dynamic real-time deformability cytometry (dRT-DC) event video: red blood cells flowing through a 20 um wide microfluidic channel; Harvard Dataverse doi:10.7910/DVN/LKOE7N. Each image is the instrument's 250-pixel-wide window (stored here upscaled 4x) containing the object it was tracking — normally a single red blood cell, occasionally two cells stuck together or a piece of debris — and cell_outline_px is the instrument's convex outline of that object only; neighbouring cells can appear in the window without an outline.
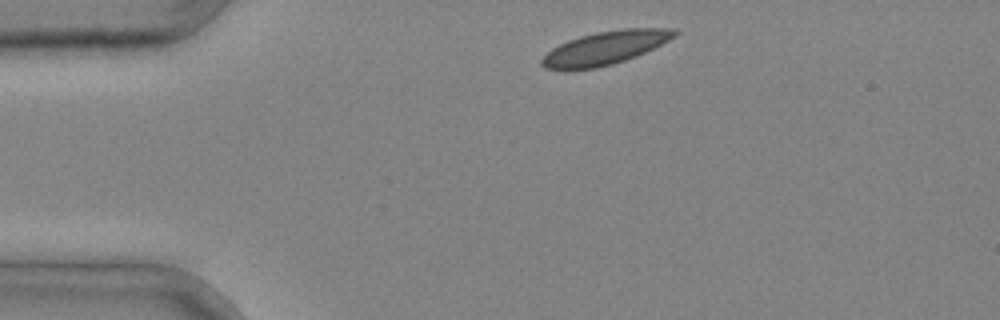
{"species": "common noctule bat (a hibernating species)", "species_latin": "Nyctalus noctula", "temperature_condition": "cold", "stored_images_in_passage": 2, "camera_frame_rate_fps": 3000, "um_per_image_px": 0.085, "animal": {"sex": "male", "body_mass_g": 20.4}, "frame": {"image": 1, "passage_image": 1, "time_ms": 0.0, "image_size_px": [1000, 320], "cell_outline_px": [[680, 32], [676, 36], [636, 56], [612, 64], [596, 68], [544, 68], [540, 64], [540, 60], [552, 48], [568, 40], [580, 36], [596, 32], [624, 28], [676, 28]], "centroid_in_image_um": [51.48, 4.04], "position_along_channel_um": 33.5, "area_um2": 25.32}}
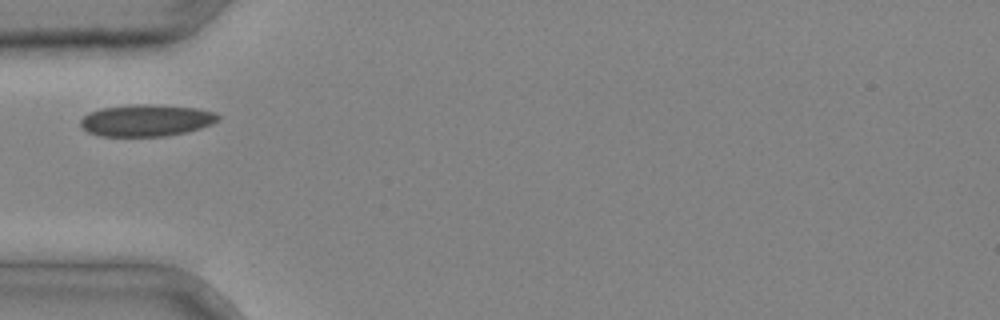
{"frame": {"image": 2, "passage_image": 2, "time_ms": 0.333, "image_size_px": [1000, 320], "cell_outline_px": [[220, 120], [212, 124], [200, 128], [184, 132], [164, 136], [100, 136], [88, 132], [80, 124], [80, 120], [88, 112], [100, 108], [128, 104], [152, 104], [196, 108], [216, 112], [220, 116]], "centroid_in_image_um": [12.43, 10.22], "position_along_channel_um": 72.6, "area_um2": 25.66}}